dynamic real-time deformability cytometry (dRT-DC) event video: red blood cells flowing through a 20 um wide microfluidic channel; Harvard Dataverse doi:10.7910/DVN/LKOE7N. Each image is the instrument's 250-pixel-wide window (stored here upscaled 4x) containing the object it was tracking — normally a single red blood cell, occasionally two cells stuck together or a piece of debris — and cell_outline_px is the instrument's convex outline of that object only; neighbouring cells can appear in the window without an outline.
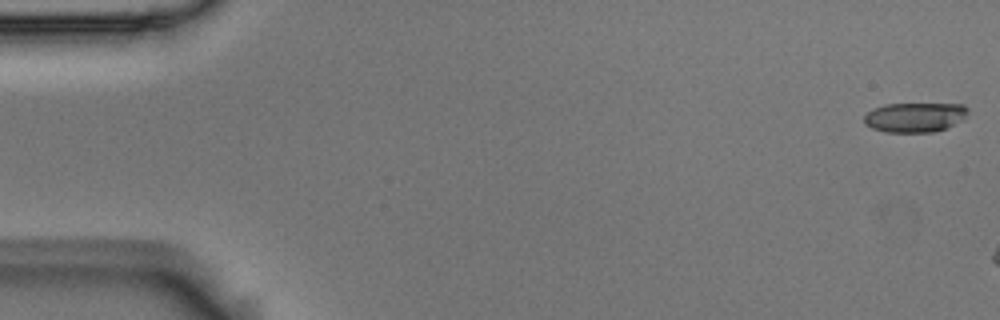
{"species": "Egyptian fruit bat (a non-hibernating species)", "species_latin": "Rousettus aegyptiacus", "temperature_condition": "room temperature", "stored_images_in_passage": 3, "camera_frame_rate_fps": 3000, "um_per_image_px": 0.085, "animal": {"sex": "male"}, "frame": {"image": 1, "passage_image": 1, "time_ms": 0.0, "image_size_px": [1000, 320], "cell_outline_px": [[968, 112], [960, 120], [944, 128], [932, 132], [884, 132], [872, 128], [864, 124], [864, 116], [872, 108], [884, 104], [964, 104], [968, 108]], "centroid_in_image_um": [77.7, 9.96], "position_along_channel_um": 7.3, "area_um2": 17.8}}